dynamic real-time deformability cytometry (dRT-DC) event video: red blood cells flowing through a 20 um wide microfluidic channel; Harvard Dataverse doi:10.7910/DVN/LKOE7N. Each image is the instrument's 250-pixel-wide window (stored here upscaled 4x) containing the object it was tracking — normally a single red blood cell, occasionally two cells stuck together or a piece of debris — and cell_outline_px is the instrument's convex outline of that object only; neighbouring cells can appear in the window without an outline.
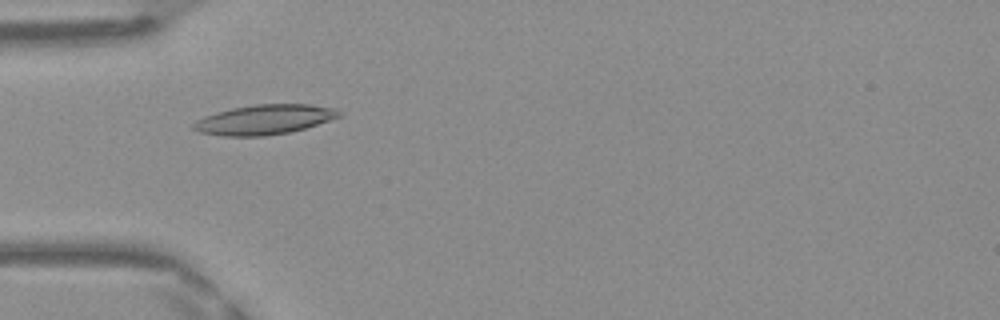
{"species": "Egyptian fruit bat (a non-hibernating species)", "species_latin": "Rousettus aegyptiacus", "temperature_condition": "warm", "stored_images_in_passage": 48, "camera_frame_rate_fps": 3000, "um_per_image_px": 0.085, "frame": {"image": 1, "passage_image": 15, "time_ms": 4.667, "image_size_px": [1000, 320], "cell_outline_px": [[340, 116], [304, 128], [288, 132], [264, 136], [224, 136], [200, 132], [192, 128], [192, 124], [196, 120], [204, 116], [216, 112], [232, 108], [256, 104], [308, 104], [336, 108], [340, 112]], "centroid_in_image_um": [22.43, 10.16], "position_along_channel_um": 62.6, "area_um2": 25.03}}
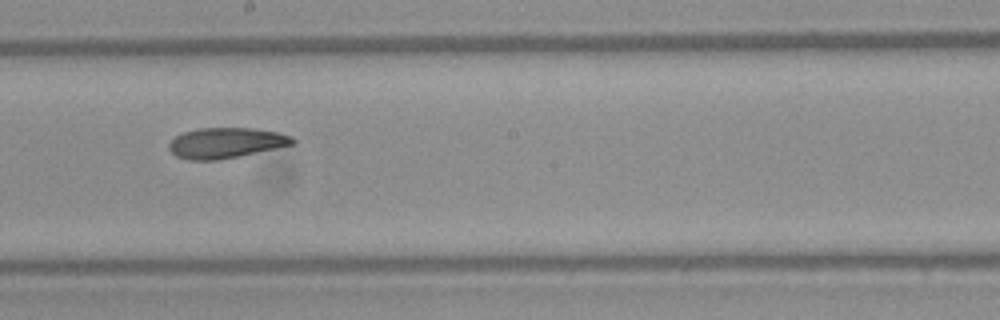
{"frame": {"image": 2, "passage_image": 27, "time_ms": 8.667, "image_size_px": [1000, 320], "cell_outline_px": [[296, 144], [216, 160], [192, 160], [176, 156], [168, 148], [168, 144], [176, 136], [184, 132], [200, 128], [256, 128], [280, 132], [292, 136], [296, 140]], "centroid_in_image_um": [19.24, 12.13], "position_along_channel_um": 229.0, "area_um2": 21.85}}
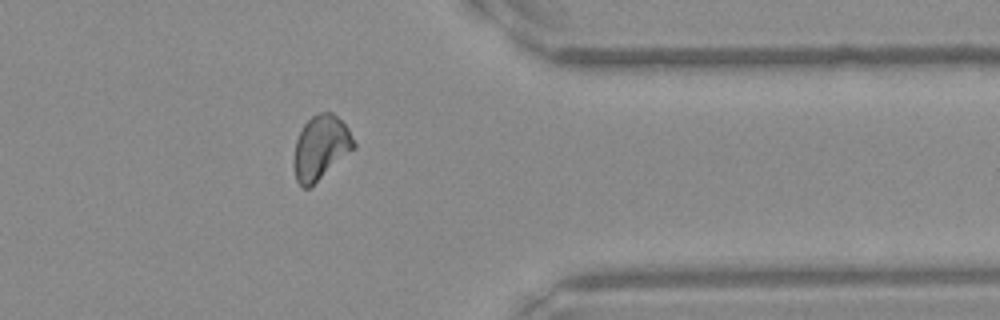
{"frame": {"image": 3, "passage_image": 39, "time_ms": 12.667, "image_size_px": [1000, 320], "cell_outline_px": [[356, 148], [308, 188], [304, 188], [296, 180], [292, 164], [292, 160], [296, 140], [304, 124], [316, 112], [332, 112], [348, 128], [356, 144]], "centroid_in_image_um": [27.24, 12.53], "position_along_channel_um": 384.2, "area_um2": 22.43}}